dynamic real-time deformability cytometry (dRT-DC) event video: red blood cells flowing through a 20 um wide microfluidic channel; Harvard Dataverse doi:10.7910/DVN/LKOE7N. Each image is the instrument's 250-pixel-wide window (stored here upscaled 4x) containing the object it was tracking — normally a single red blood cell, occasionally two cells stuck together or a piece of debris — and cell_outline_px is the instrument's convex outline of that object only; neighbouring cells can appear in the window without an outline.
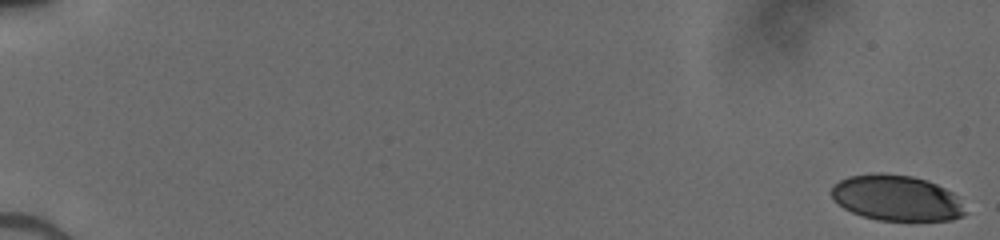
{"species": "human", "species_latin": "Homo sapiens", "temperature_condition": "cold", "stored_images_in_passage": 52, "camera_frame_rate_fps": 3000, "um_per_image_px": 0.085, "donor": {"sex": "male"}, "frame": {"image": 1, "passage_image": 1, "time_ms": 0.0, "image_size_px": [1000, 240], "cell_outline_px": [[968, 212], [964, 216], [952, 220], [880, 220], [864, 216], [852, 212], [844, 208], [832, 200], [832, 188], [840, 180], [848, 176], [876, 172], [880, 172], [912, 176], [928, 180], [952, 192], [956, 196]], "centroid_in_image_um": [76.22, 16.82], "position_along_channel_um": 8.8, "area_um2": 35.66}}
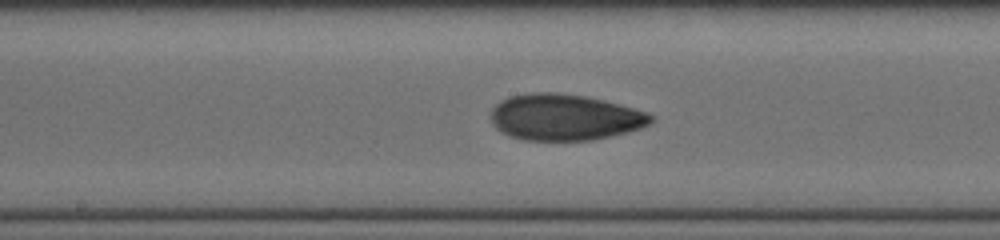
{"frame": {"image": 2, "passage_image": 30, "time_ms": 9.667, "image_size_px": [1000, 240], "cell_outline_px": [[656, 120], [652, 124], [628, 132], [612, 136], [592, 140], [524, 140], [508, 136], [500, 132], [492, 124], [492, 108], [500, 100], [508, 96], [532, 92], [552, 92], [584, 96], [604, 100], [620, 104], [648, 112], [656, 116]], "centroid_in_image_um": [48.03, 9.97], "position_along_channel_um": 200.2, "area_um2": 43.64}}
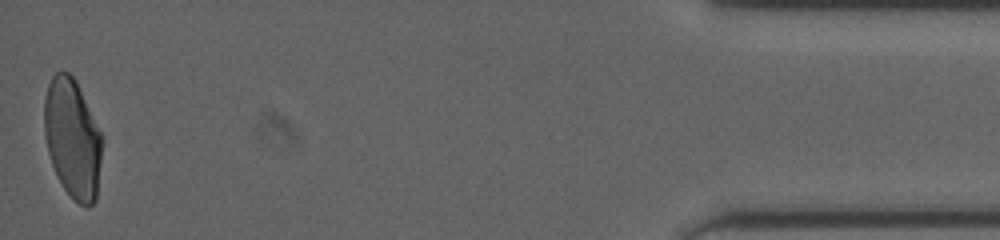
{"frame": {"image": 3, "passage_image": 52, "time_ms": 17.0, "image_size_px": [1000, 240], "cell_outline_px": [[100, 160], [96, 200], [88, 208], [72, 200], [56, 176], [48, 152], [44, 136], [44, 96], [48, 84], [52, 76], [56, 72], [68, 72], [76, 80], [100, 132]], "centroid_in_image_um": [6.12, 11.78], "position_along_channel_um": 429.1, "area_um2": 39.88}}